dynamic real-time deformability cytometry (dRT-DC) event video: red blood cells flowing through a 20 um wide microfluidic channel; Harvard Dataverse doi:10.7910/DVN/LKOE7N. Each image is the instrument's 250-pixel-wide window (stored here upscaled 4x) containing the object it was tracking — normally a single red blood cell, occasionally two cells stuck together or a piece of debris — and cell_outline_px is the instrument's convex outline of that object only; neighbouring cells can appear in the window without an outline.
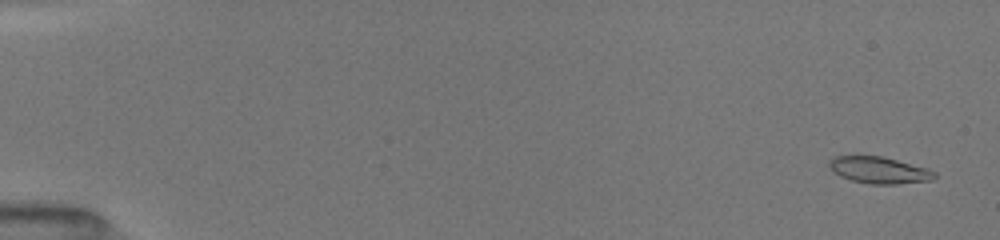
{"species": "common noctule bat (a hibernating species)", "species_latin": "Nyctalus noctula", "temperature_condition": "room temperature", "stored_images_in_passage": 52, "camera_frame_rate_fps": 3000, "um_per_image_px": 0.085, "animal": {"sex": "female", "body_mass_g": 19.5, "forearm_length_mm": 54.1}, "frame": {"image": 1, "passage_image": 2, "time_ms": 0.333, "image_size_px": [1000, 240], "cell_outline_px": [[936, 176], [932, 180], [896, 184], [872, 184], [852, 180], [840, 176], [832, 172], [828, 164], [828, 160], [832, 156], [884, 156], [928, 168], [936, 172]], "centroid_in_image_um": [74.72, 14.45], "position_along_channel_um": 10.3, "area_um2": 16.53}, "authors_computed_cell_mechanics": {"area_um2": 16.5308, "velocity_mm_per_s": 4.0347, "shape_relaxation_time_tau1_ms": 3.4989, "shape_relaxation_time_tau2_ms": 3.3864, "deformation_change_tau1": 0.1638, "deformation_change_tau2": 0.1105}}